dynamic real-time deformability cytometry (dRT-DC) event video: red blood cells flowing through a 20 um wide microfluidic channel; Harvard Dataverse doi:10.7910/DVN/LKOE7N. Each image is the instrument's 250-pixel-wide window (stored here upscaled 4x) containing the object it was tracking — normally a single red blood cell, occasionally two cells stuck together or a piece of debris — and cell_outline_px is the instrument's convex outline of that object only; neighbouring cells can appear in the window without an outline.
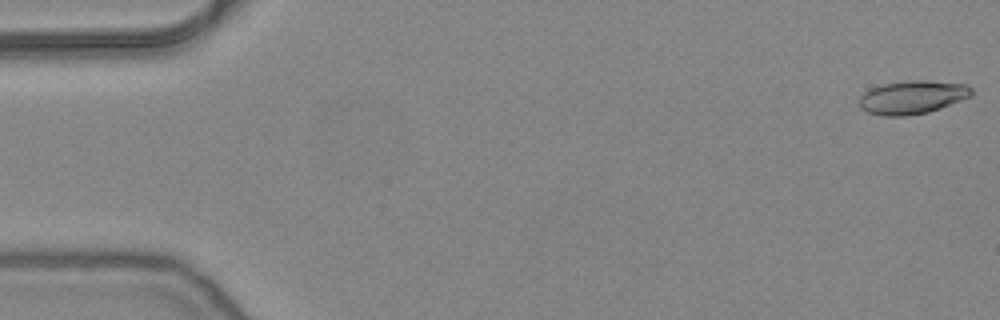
{"species": "common noctule bat (a hibernating species)", "species_latin": "Nyctalus noctula", "temperature_condition": "warm", "stored_images_in_passage": 53, "camera_frame_rate_fps": 3000, "um_per_image_px": 0.085, "animal": {"sex": "female", "body_mass_g": 24.6, "forearm_length_mm": 56.2}, "frame": {"image": 1, "passage_image": 1, "time_ms": 0.0, "image_size_px": [1000, 320], "cell_outline_px": [[972, 96], [940, 108], [928, 112], [904, 116], [884, 116], [868, 112], [860, 108], [860, 96], [868, 88], [884, 84], [908, 80], [928, 80], [968, 84], [972, 88]], "centroid_in_image_um": [77.56, 8.25], "position_along_channel_um": 7.4, "area_um2": 21.96}}
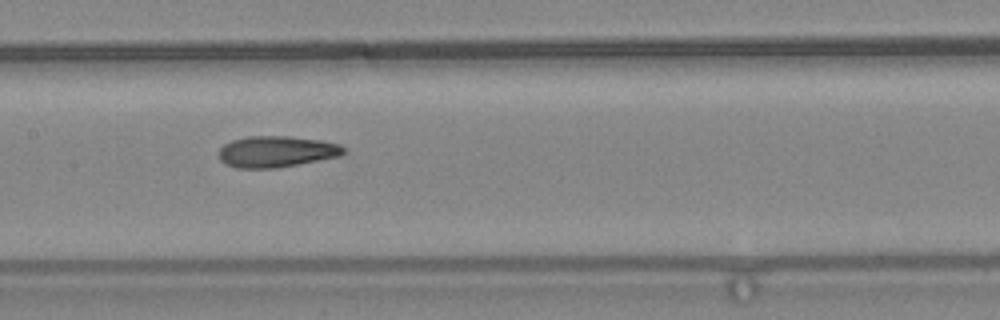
{"frame": {"image": 2, "passage_image": 26, "time_ms": 8.333, "image_size_px": [1000, 320], "cell_outline_px": [[344, 152], [340, 156], [276, 168], [236, 168], [224, 164], [220, 160], [220, 148], [224, 144], [232, 140], [248, 136], [288, 136], [320, 140], [340, 144], [344, 148]], "centroid_in_image_um": [23.47, 12.88], "position_along_channel_um": 183.9, "area_um2": 22.66}}
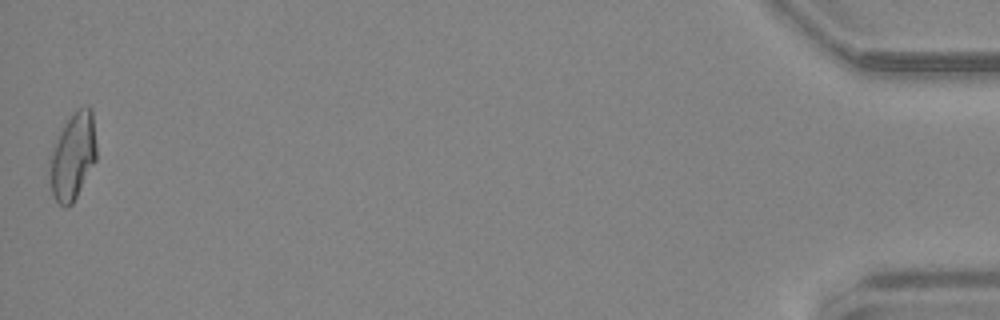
{"frame": {"image": 3, "passage_image": 53, "time_ms": 17.333, "image_size_px": [1000, 320], "cell_outline_px": [[96, 160], [72, 204], [68, 208], [64, 208], [56, 200], [52, 192], [48, 172], [48, 156], [60, 128], [80, 108], [88, 104], [92, 108], [96, 144]], "centroid_in_image_um": [6.16, 13.28], "position_along_channel_um": 429.0, "area_um2": 24.04}, "authors_computed_cell_mechanics": {"area_um2": 22.253, "velocity_mm_per_s": 3.8376, "shape_relaxation_time_tau1_ms": null, "shape_relaxation_time_tau2_ms": 1.2831, "deformation_change_tau1": null, "deformation_change_tau2": 0.0743}}